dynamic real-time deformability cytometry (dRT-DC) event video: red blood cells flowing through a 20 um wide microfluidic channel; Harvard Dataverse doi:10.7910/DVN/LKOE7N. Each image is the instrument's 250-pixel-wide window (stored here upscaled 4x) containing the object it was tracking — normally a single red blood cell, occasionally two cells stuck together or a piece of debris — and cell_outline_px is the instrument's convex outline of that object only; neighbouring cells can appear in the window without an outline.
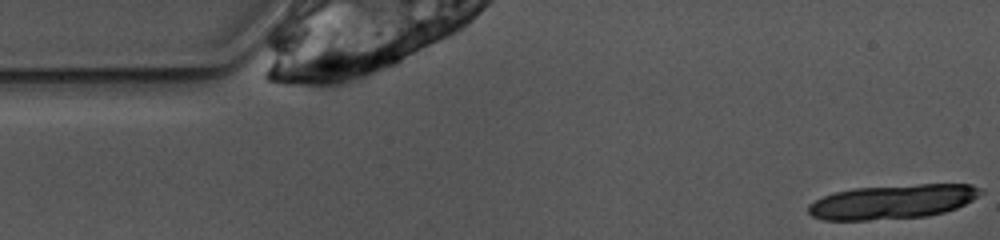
{"species": "common noctule bat (a hibernating species)", "species_latin": "Nyctalus noctula", "temperature_condition": "warm", "stored_images_in_passage": 2, "camera_frame_rate_fps": 3000, "um_per_image_px": 0.085, "animal": {"sex": "female", "body_mass_g": 10.0, "forearm_length_mm": 53.1}, "frame": {"image": 1, "passage_image": 1, "time_ms": 0.0, "image_size_px": [1000, 240], "cell_outline_px": [[984, 192], [972, 200], [956, 208], [944, 212], [928, 216], [868, 220], [824, 220], [812, 216], [808, 212], [808, 204], [824, 196], [836, 192], [856, 188], [920, 184], [972, 184], [980, 188]], "centroid_in_image_um": [75.88, 17.15], "position_along_channel_um": 9.1, "area_um2": 34.28}}